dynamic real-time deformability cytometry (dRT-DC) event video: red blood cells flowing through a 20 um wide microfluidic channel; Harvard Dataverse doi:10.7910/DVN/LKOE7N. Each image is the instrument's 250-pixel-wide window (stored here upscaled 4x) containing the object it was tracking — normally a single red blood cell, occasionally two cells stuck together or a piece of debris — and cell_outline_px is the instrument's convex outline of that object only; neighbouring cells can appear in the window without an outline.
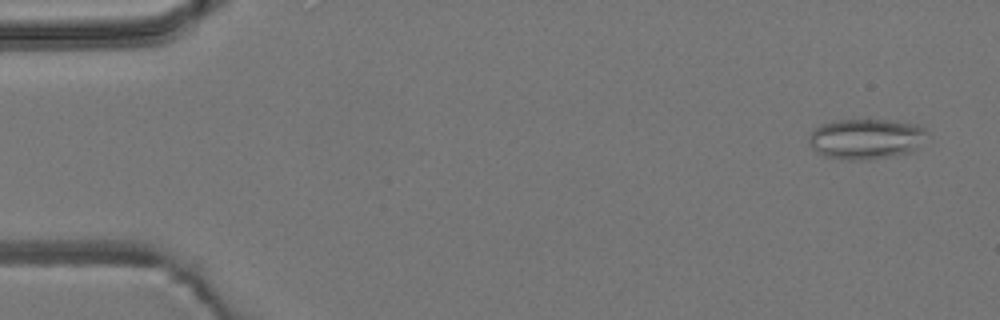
{"species": "common noctule bat (a hibernating species)", "species_latin": "Nyctalus noctula", "temperature_condition": "room temperature", "stored_images_in_passage": 4, "camera_frame_rate_fps": 3000, "um_per_image_px": 0.085, "animal": {"sex": "male", "body_mass_g": 19.2, "forearm_length_mm": 51.8}, "frame": {"image": 1, "passage_image": 1, "time_ms": 0.0, "image_size_px": [1000, 320], "cell_outline_px": [[928, 132], [916, 148], [912, 152], [892, 156], [868, 160], [848, 160], [824, 156], [816, 152], [812, 148], [808, 140], [808, 136], [812, 128], [820, 124], [832, 120], [868, 116], [920, 124]], "centroid_in_image_um": [73.57, 11.74], "position_along_channel_um": 11.4, "area_um2": 29.19}}